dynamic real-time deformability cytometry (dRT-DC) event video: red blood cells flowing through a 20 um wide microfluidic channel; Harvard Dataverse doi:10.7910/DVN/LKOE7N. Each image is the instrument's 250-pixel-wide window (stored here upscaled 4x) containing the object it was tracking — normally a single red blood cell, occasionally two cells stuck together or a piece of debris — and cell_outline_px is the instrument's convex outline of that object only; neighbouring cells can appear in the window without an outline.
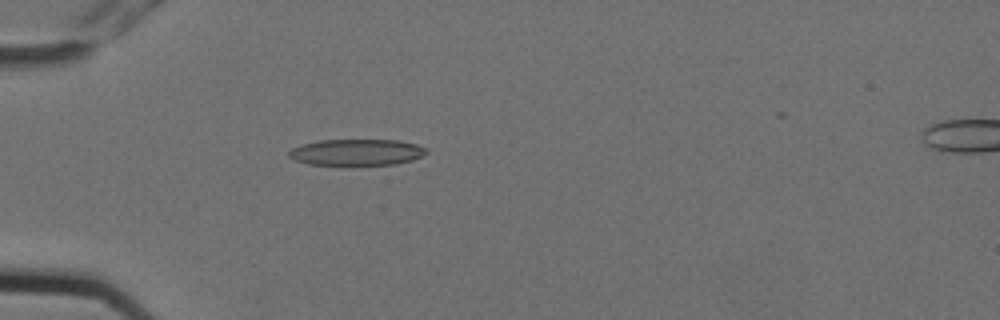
{"species": "Egyptian fruit bat (a non-hibernating species)", "species_latin": "Rousettus aegyptiacus", "temperature_condition": "cold", "stored_images_in_passage": 6, "camera_frame_rate_fps": 3000, "um_per_image_px": 0.085, "animal": {"sex": "female"}, "frame": {"image": 1, "passage_image": 5, "time_ms": 1.333, "image_size_px": [1000, 320], "cell_outline_px": [[428, 152], [424, 156], [412, 160], [396, 164], [352, 168], [340, 168], [308, 164], [296, 160], [288, 156], [288, 152], [292, 148], [300, 144], [320, 140], [400, 140], [416, 144], [428, 148]], "centroid_in_image_um": [30.31, 13.0], "position_along_channel_um": 54.7, "area_um2": 22.48}}